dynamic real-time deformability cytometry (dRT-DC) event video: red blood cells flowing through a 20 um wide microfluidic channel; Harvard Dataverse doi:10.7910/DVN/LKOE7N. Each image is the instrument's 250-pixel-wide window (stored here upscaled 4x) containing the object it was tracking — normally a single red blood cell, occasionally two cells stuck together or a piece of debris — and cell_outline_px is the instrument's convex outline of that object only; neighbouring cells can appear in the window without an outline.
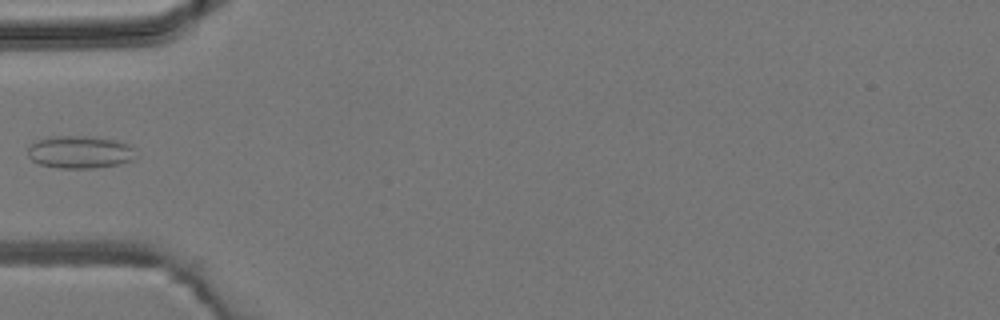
{"species": "common noctule bat (a hibernating species)", "species_latin": "Nyctalus noctula", "temperature_condition": "room temperature", "stored_images_in_passage": 3, "camera_frame_rate_fps": 3000, "um_per_image_px": 0.085, "animal": {"sex": "male", "body_mass_g": 19.2, "forearm_length_mm": 51.8}, "frame": {"image": 1, "passage_image": 3, "time_ms": 4.333, "image_size_px": [1000, 320], "cell_outline_px": [[132, 160], [120, 164], [92, 168], [60, 168], [40, 164], [32, 160], [28, 156], [28, 148], [36, 140], [48, 136], [92, 136], [116, 140], [128, 144], [132, 148]], "centroid_in_image_um": [6.74, 12.91], "position_along_channel_um": 78.3, "area_um2": 20.4}}